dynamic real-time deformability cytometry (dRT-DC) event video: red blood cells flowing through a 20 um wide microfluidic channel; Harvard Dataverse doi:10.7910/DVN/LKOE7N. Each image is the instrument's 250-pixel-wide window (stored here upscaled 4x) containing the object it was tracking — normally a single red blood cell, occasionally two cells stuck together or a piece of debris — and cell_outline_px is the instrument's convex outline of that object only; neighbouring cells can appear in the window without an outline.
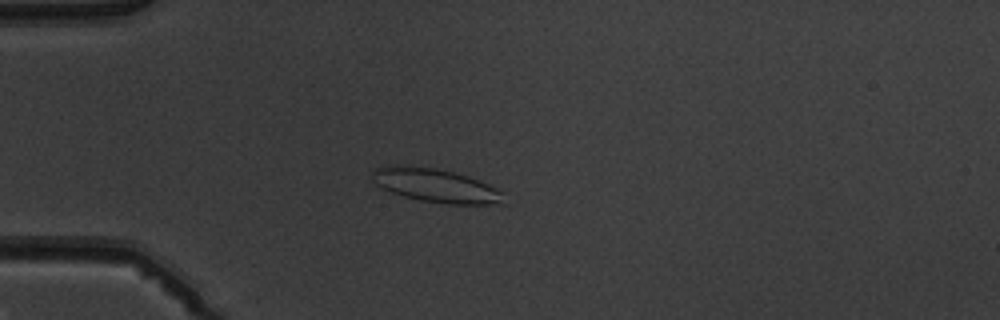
{"species": "common noctule bat (a hibernating species)", "species_latin": "Nyctalus noctula", "temperature_condition": "warm", "stored_images_in_passage": 4, "camera_frame_rate_fps": 3000, "um_per_image_px": 0.085, "animal": {"sex": "male", "body_mass_g": 19.5, "forearm_length_mm": 54.6}, "frame": {"image": 1, "passage_image": 4, "time_ms": 3.333, "image_size_px": [1000, 320], "cell_outline_px": [[508, 204], [444, 204], [420, 200], [404, 196], [392, 192], [368, 180], [372, 168], [388, 164], [396, 164], [432, 168], [452, 172], [468, 176], [480, 180], [504, 192]], "centroid_in_image_um": [37.02, 15.76], "position_along_channel_um": 48.0, "area_um2": 26.36}}